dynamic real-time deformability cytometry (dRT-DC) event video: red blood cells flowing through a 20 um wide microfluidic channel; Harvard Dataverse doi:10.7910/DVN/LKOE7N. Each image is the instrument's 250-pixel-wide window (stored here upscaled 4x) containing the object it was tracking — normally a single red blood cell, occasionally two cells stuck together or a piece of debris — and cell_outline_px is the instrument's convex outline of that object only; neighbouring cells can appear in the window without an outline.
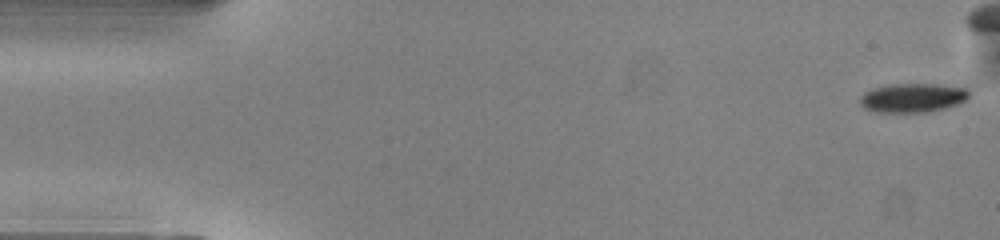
{"species": "common noctule bat (a hibernating species)", "species_latin": "Nyctalus noctula", "temperature_condition": "warm", "stored_images_in_passage": 40, "camera_frame_rate_fps": 3000, "um_per_image_px": 0.085, "animal": {"sex": "male", "body_mass_g": 13.0, "forearm_length_mm": 53.1}, "frame": {"image": 1, "passage_image": 1, "time_ms": 0.0, "image_size_px": [1000, 240], "cell_outline_px": [[968, 96], [964, 100], [956, 104], [944, 108], [924, 112], [876, 112], [864, 108], [860, 104], [860, 96], [864, 92], [872, 88], [888, 84], [968, 84]], "centroid_in_image_um": [77.61, 8.28], "position_along_channel_um": 7.4, "area_um2": 18.84}}
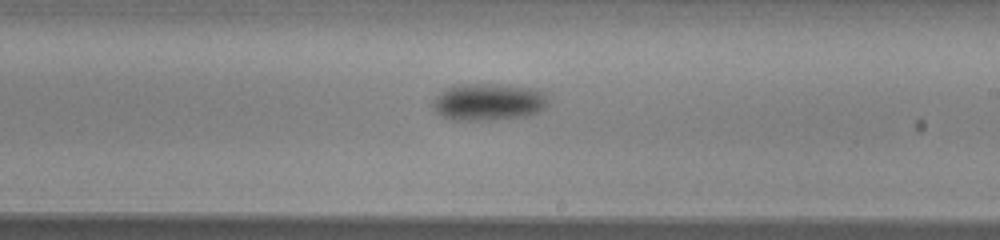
{"frame": {"image": 2, "passage_image": 29, "time_ms": 9.333, "image_size_px": [1000, 240], "cell_outline_px": [[552, 100], [544, 108], [536, 112], [524, 116], [492, 120], [452, 120], [440, 116], [432, 108], [432, 100], [440, 92], [456, 84], [504, 84], [536, 88], [548, 92]], "centroid_in_image_um": [41.57, 8.65], "position_along_channel_um": 247.4, "area_um2": 25.61}}
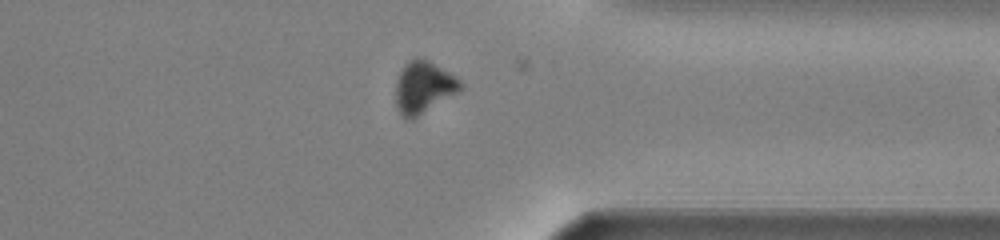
{"frame": {"image": 3, "passage_image": 39, "time_ms": 12.667, "image_size_px": [1000, 240], "cell_outline_px": [[464, 88], [460, 92], [412, 120], [404, 120], [400, 116], [396, 108], [396, 80], [404, 64], [408, 60], [428, 60], [456, 76], [464, 84]], "centroid_in_image_um": [36.01, 7.48], "position_along_channel_um": 375.4, "area_um2": 19.94}}